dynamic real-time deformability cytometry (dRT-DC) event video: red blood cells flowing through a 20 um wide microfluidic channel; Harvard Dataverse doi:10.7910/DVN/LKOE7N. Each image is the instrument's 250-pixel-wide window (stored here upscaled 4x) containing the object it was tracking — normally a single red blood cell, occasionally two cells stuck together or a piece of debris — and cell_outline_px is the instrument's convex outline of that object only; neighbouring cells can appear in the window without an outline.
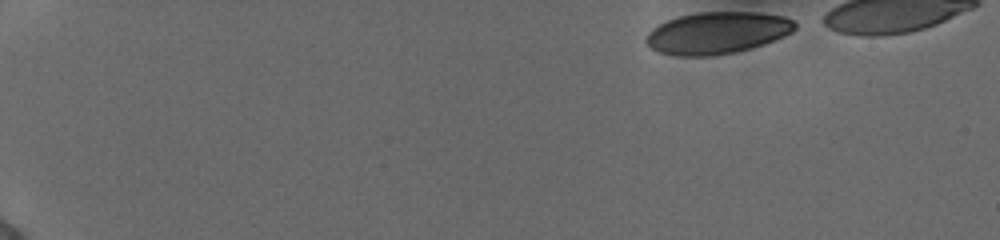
{"species": "human", "species_latin": "Homo sapiens", "temperature_condition": "cold", "stored_images_in_passage": 46, "camera_frame_rate_fps": 3000, "um_per_image_px": 0.085, "donor": {"sex": "female"}, "frame": {"image": 1, "passage_image": 1, "time_ms": 0.0, "image_size_px": [1000, 240], "cell_outline_px": [[796, 28], [792, 32], [776, 40], [752, 48], [736, 52], [708, 56], [676, 56], [660, 52], [652, 48], [644, 40], [648, 32], [652, 28], [668, 20], [680, 16], [700, 12], [756, 12], [784, 16], [792, 20], [796, 24]], "centroid_in_image_um": [60.98, 2.8], "position_along_channel_um": 24.0, "area_um2": 36.36}}
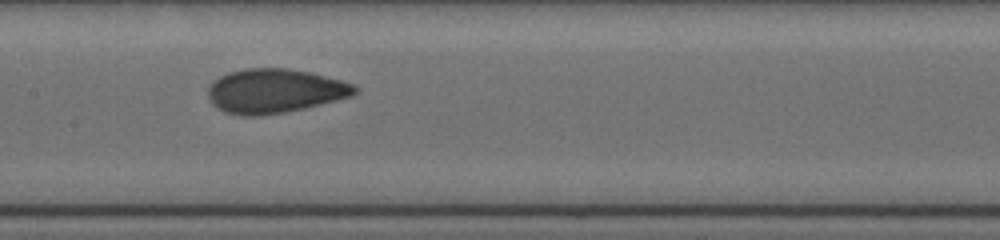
{"frame": {"image": 2, "passage_image": 24, "time_ms": 7.667, "image_size_px": [1000, 240], "cell_outline_px": [[360, 88], [352, 96], [304, 108], [284, 112], [256, 116], [244, 116], [224, 112], [212, 104], [208, 100], [208, 84], [212, 80], [228, 72], [244, 68], [288, 68], [308, 72], [356, 84]], "centroid_in_image_um": [23.31, 7.72], "position_along_channel_um": 184.1, "area_um2": 37.97}}
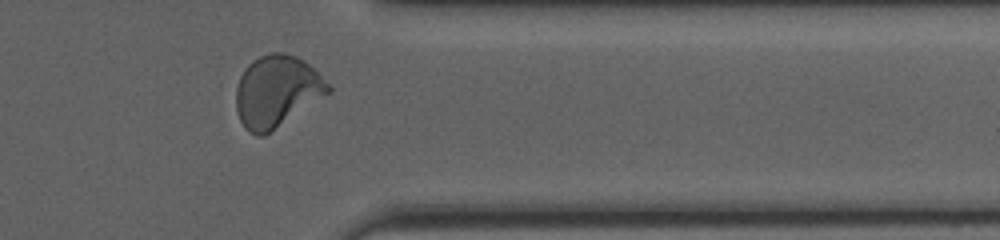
{"frame": {"image": 3, "passage_image": 40, "time_ms": 13.0, "image_size_px": [1000, 240], "cell_outline_px": [[332, 92], [264, 136], [256, 136], [248, 132], [244, 128], [240, 120], [236, 108], [236, 88], [240, 76], [244, 68], [252, 60], [268, 52], [284, 52], [296, 56], [304, 60], [332, 88]], "centroid_in_image_um": [23.5, 7.76], "position_along_channel_um": 387.9, "area_um2": 38.61}}